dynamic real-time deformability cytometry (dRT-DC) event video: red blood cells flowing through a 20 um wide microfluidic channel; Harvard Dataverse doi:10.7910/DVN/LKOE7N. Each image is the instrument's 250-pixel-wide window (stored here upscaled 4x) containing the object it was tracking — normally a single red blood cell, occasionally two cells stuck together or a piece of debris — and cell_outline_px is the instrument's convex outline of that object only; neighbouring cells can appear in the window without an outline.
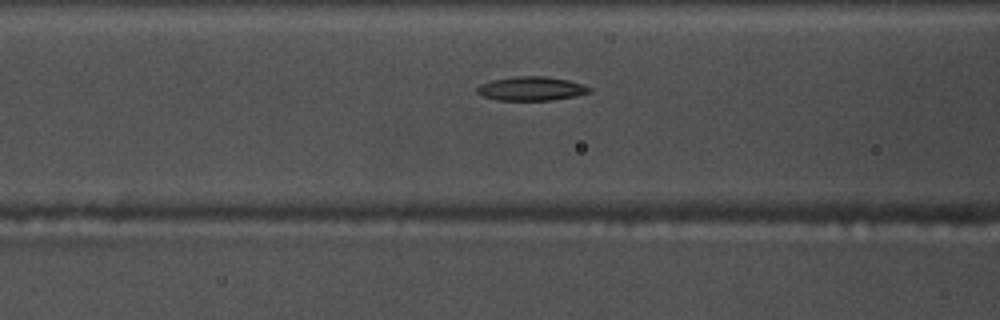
{"species": "common noctule bat (a hibernating species)", "species_latin": "Nyctalus noctula", "temperature_condition": "warm", "stored_images_in_passage": 37, "camera_frame_rate_fps": 3000, "um_per_image_px": 0.085, "animal": {"sex": "male", "body_mass_g": 17.5, "forearm_length_mm": 52.3}, "frame": {"image": 1, "passage_image": 5, "time_ms": 1.333, "image_size_px": [1000, 320], "cell_outline_px": [[592, 92], [576, 96], [552, 100], [496, 100], [484, 96], [476, 92], [476, 88], [480, 84], [492, 80], [516, 76], [544, 76], [568, 80], [592, 88]], "centroid_in_image_um": [45.16, 7.53], "position_along_channel_um": 121.4, "area_um2": 15.66}}
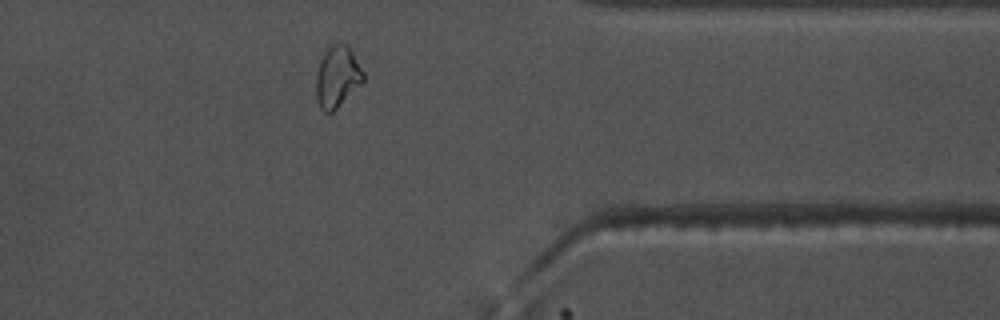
{"frame": {"image": 2, "passage_image": 27, "time_ms": 8.667, "image_size_px": [1000, 320], "cell_outline_px": [[364, 80], [332, 112], [324, 112], [320, 108], [316, 100], [316, 72], [324, 48], [332, 44], [348, 44], [364, 72]], "centroid_in_image_um": [28.64, 6.49], "position_along_channel_um": 382.8, "area_um2": 16.94}}
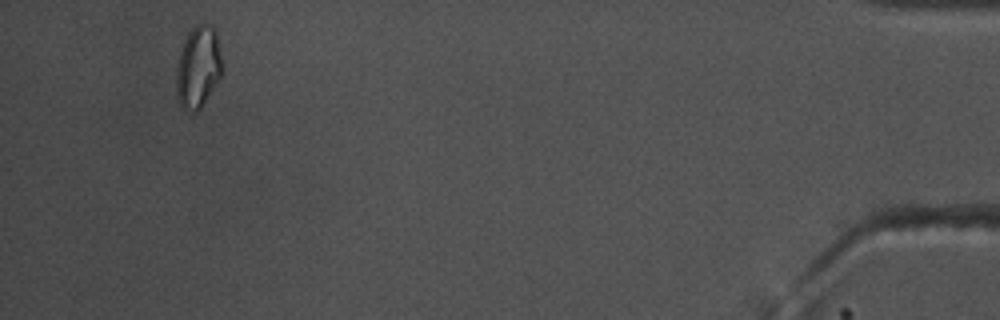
{"frame": {"image": 3, "passage_image": 35, "time_ms": 11.333, "image_size_px": [1000, 320], "cell_outline_px": [[224, 72], [204, 104], [196, 112], [184, 112], [176, 96], [176, 64], [180, 48], [188, 32], [196, 24], [212, 24], [216, 32], [224, 68]], "centroid_in_image_um": [16.84, 5.72], "position_along_channel_um": 418.4, "area_um2": 22.66}}